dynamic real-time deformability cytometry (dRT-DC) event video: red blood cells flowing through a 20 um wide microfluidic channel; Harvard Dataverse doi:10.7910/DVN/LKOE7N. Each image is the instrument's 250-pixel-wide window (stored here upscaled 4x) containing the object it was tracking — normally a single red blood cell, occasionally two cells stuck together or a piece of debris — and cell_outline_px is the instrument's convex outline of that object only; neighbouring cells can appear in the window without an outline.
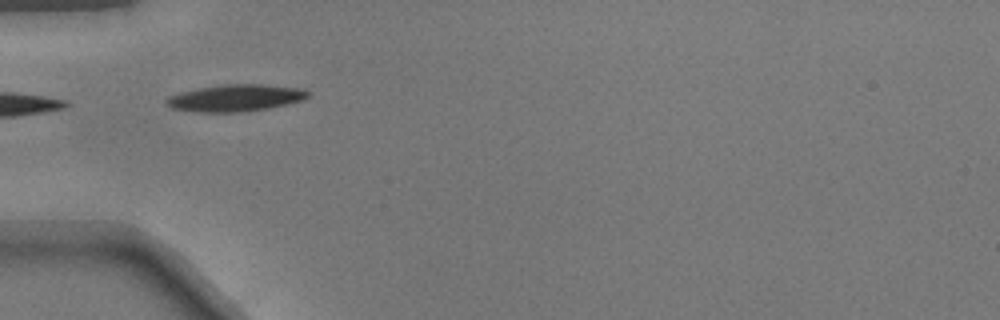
{"species": "common noctule bat (a hibernating species)", "species_latin": "Nyctalus noctula", "temperature_condition": "warm", "stored_images_in_passage": 22, "camera_frame_rate_fps": 3000, "um_per_image_px": 0.085, "animal": {"sex": "male", "body_mass_g": 17.9}, "frame": {"image": 1, "passage_image": 1, "time_ms": 0.0, "image_size_px": [1000, 320], "cell_outline_px": [[308, 96], [304, 100], [288, 104], [268, 108], [240, 112], [196, 112], [172, 108], [164, 104], [164, 100], [180, 92], [200, 88], [224, 84], [260, 84], [300, 88], [308, 92]], "centroid_in_image_um": [20.01, 8.33], "position_along_channel_um": 65.0, "area_um2": 22.08}}
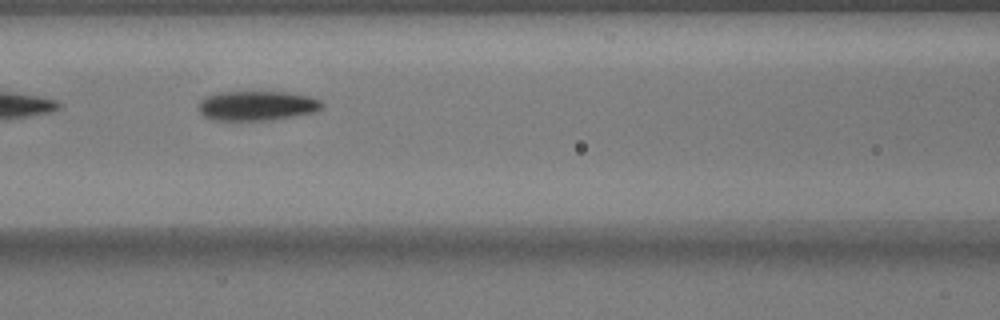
{"frame": {"image": 2, "passage_image": 7, "time_ms": 2.0, "image_size_px": [1000, 320], "cell_outline_px": [[324, 108], [316, 112], [268, 120], [216, 120], [204, 116], [200, 112], [200, 100], [208, 96], [224, 92], [280, 92], [308, 96], [320, 100], [324, 104]], "centroid_in_image_um": [21.89, 8.99], "position_along_channel_um": 144.7, "area_um2": 20.98}}
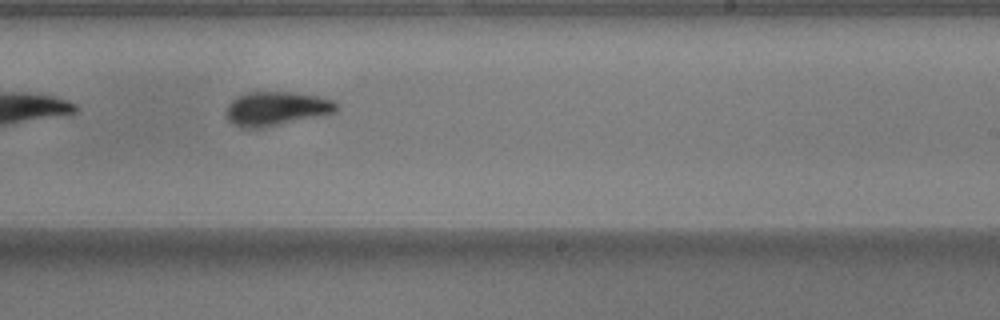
{"frame": {"image": 3, "passage_image": 16, "time_ms": 5.0, "image_size_px": [1000, 320], "cell_outline_px": [[336, 112], [324, 116], [260, 128], [244, 128], [232, 124], [228, 120], [228, 104], [236, 96], [252, 92], [288, 92], [316, 96], [332, 100], [336, 104]], "centroid_in_image_um": [23.5, 9.25], "position_along_channel_um": 265.5, "area_um2": 21.68}}